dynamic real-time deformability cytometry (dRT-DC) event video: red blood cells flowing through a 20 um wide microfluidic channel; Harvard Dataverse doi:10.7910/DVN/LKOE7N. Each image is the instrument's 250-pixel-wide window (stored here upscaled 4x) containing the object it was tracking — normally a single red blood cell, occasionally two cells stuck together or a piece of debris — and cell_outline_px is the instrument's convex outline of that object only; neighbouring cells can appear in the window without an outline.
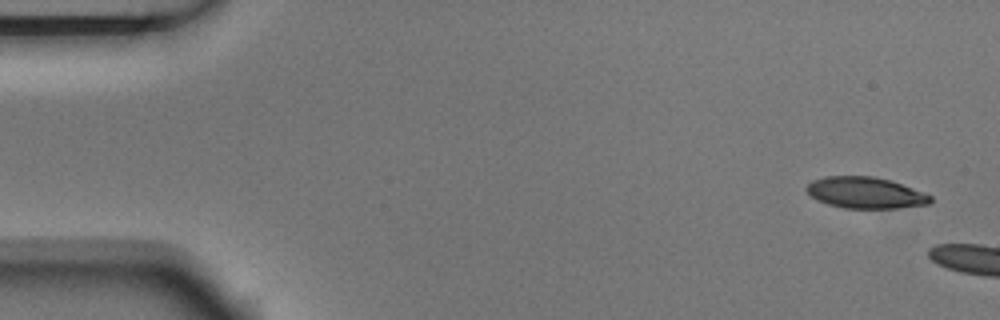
{"species": "Egyptian fruit bat (a non-hibernating species)", "species_latin": "Rousettus aegyptiacus", "temperature_condition": "room temperature", "stored_images_in_passage": 2, "camera_frame_rate_fps": 3000, "um_per_image_px": 0.085, "animal": {"sex": "male"}, "frame": {"image": 1, "passage_image": 1, "time_ms": 0.0, "image_size_px": [1000, 320], "cell_outline_px": [[932, 200], [928, 204], [896, 208], [844, 208], [828, 204], [816, 200], [804, 188], [812, 180], [824, 176], [872, 176], [888, 180], [924, 192], [932, 196]], "centroid_in_image_um": [73.53, 16.38], "position_along_channel_um": 11.5, "area_um2": 22.48}}